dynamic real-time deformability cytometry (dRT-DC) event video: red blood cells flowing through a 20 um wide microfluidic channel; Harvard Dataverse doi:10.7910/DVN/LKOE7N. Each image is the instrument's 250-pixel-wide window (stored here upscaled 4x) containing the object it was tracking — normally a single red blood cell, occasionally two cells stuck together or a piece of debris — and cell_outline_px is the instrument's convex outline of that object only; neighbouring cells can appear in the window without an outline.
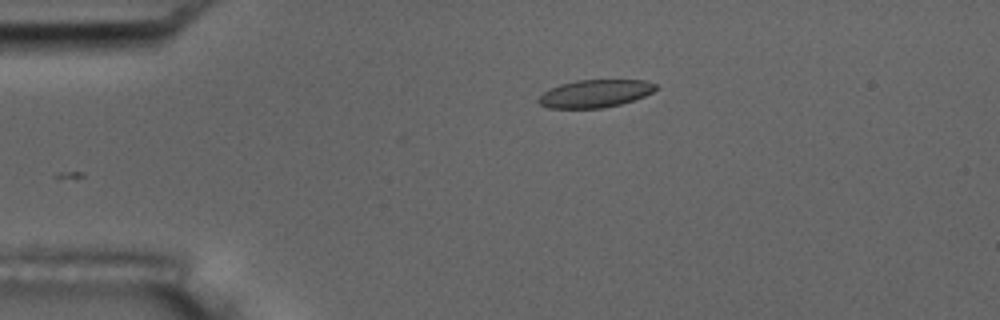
{"species": "common noctule bat (a hibernating species)", "species_latin": "Nyctalus noctula", "temperature_condition": "room temperature", "stored_images_in_passage": 2, "camera_frame_rate_fps": 3000, "um_per_image_px": 0.085, "animal": {"sex": "male", "body_mass_g": 17.5, "forearm_length_mm": 52.3}, "frame": {"image": 1, "passage_image": 2, "time_ms": 1.0, "image_size_px": [1000, 320], "cell_outline_px": [[660, 88], [644, 96], [620, 104], [604, 108], [548, 108], [540, 104], [536, 100], [544, 92], [560, 84], [576, 80], [644, 80], [656, 84]], "centroid_in_image_um": [50.59, 7.95], "position_along_channel_um": 34.4, "area_um2": 18.9}}